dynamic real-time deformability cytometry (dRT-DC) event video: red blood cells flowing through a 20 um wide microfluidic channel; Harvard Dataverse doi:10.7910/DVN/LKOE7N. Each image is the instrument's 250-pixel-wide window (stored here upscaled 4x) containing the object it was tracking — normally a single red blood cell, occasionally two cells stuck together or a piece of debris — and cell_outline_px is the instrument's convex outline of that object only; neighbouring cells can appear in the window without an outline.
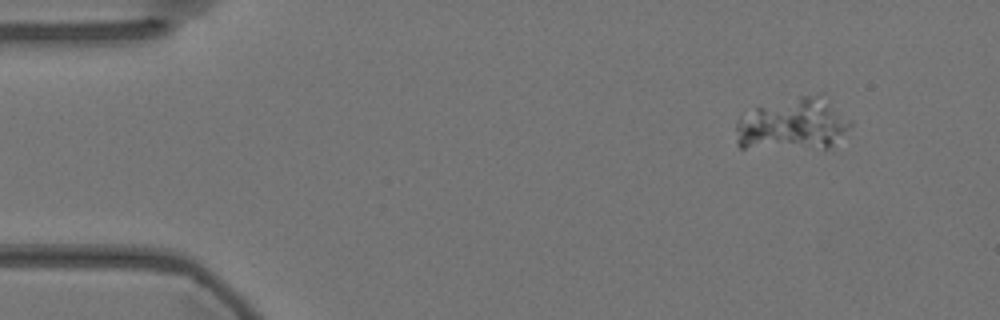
{"species": "Egyptian fruit bat (a non-hibernating species)", "species_latin": "Rousettus aegyptiacus", "temperature_condition": "warm", "stored_images_in_passage": 57, "camera_frame_rate_fps": 3000, "um_per_image_px": 0.085, "animal": {"sex": "female"}, "frame": {"image": 1, "passage_image": 6, "time_ms": 1.667, "image_size_px": [1000, 320], "cell_outline_px": [[852, 124], [828, 148], [740, 148], [736, 144], [736, 120], [740, 116], [756, 108], [800, 96], [820, 92], [824, 92], [852, 120]], "centroid_in_image_um": [67.42, 10.54], "position_along_channel_um": 17.6, "area_um2": 35.43}}
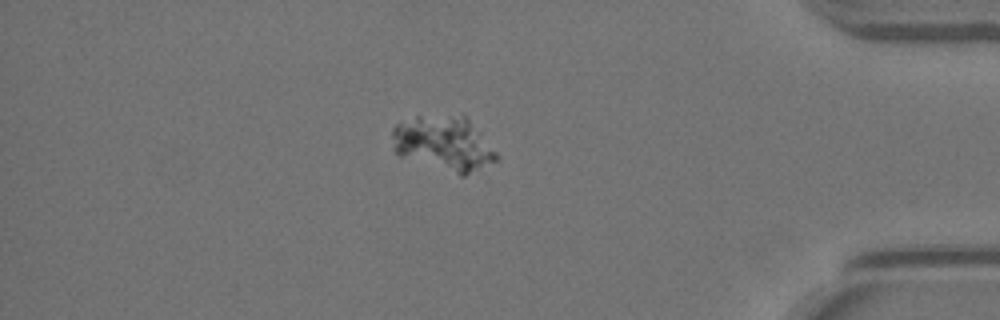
{"frame": {"image": 2, "passage_image": 49, "time_ms": 16.0, "image_size_px": [1000, 320], "cell_outline_px": [[500, 160], [464, 176], [460, 176], [396, 156], [392, 148], [392, 128], [396, 124], [416, 116], [464, 116], [480, 132], [500, 156]], "centroid_in_image_um": [37.68, 12.25], "position_along_channel_um": 397.5, "area_um2": 33.58}}